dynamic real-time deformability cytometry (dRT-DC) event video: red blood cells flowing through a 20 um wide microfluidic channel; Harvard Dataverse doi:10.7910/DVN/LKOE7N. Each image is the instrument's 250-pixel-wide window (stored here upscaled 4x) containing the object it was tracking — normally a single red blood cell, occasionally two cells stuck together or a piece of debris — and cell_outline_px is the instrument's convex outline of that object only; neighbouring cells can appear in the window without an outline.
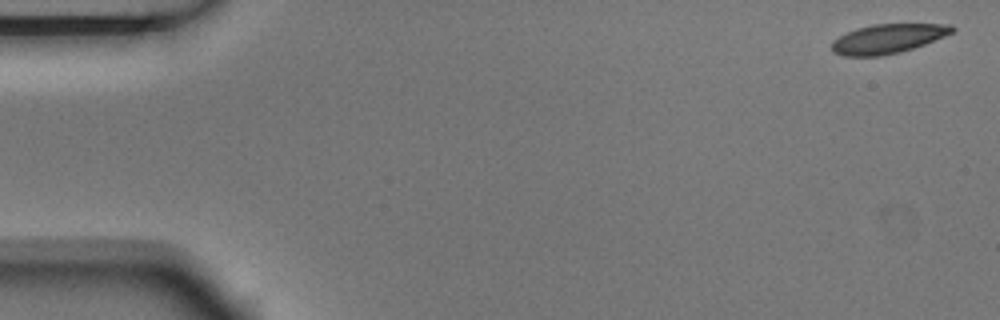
{"species": "Egyptian fruit bat (a non-hibernating species)", "species_latin": "Rousettus aegyptiacus", "temperature_condition": "room temperature", "stored_images_in_passage": 5, "camera_frame_rate_fps": 3000, "um_per_image_px": 0.085, "animal": {"sex": "male"}, "frame": {"image": 1, "passage_image": 1, "time_ms": 0.0, "image_size_px": [1000, 320], "cell_outline_px": [[956, 28], [952, 32], [944, 36], [924, 44], [900, 52], [880, 56], [844, 56], [832, 52], [832, 40], [856, 28], [872, 24], [952, 24]], "centroid_in_image_um": [75.45, 3.29], "position_along_channel_um": 9.6, "area_um2": 20.46}}
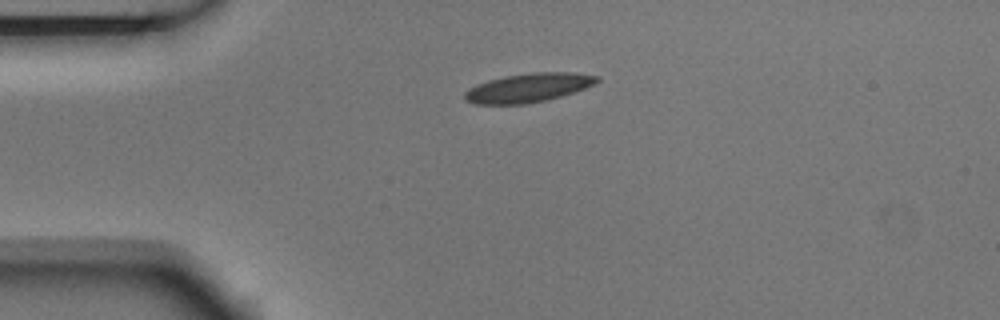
{"frame": {"image": 2, "passage_image": 4, "time_ms": 1.0, "image_size_px": [1000, 320], "cell_outline_px": [[600, 80], [584, 88], [548, 100], [524, 104], [476, 104], [464, 100], [464, 92], [468, 88], [476, 84], [488, 80], [504, 76], [532, 72], [576, 72], [600, 76]], "centroid_in_image_um": [44.88, 7.45], "position_along_channel_um": 40.1, "area_um2": 22.37}}